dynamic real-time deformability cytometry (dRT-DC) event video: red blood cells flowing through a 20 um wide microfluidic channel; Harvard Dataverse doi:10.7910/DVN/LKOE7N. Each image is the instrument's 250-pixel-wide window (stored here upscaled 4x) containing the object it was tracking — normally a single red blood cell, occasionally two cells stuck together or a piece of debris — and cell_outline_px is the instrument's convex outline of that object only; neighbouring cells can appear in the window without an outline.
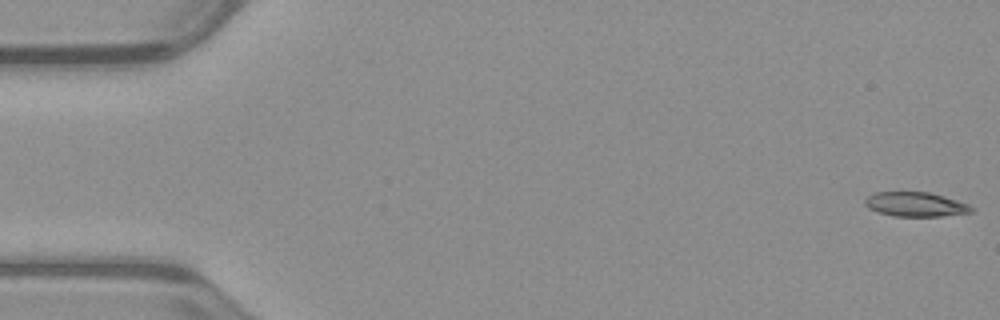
{"species": "common noctule bat (a hibernating species)", "species_latin": "Nyctalus noctula", "temperature_condition": "warm", "stored_images_in_passage": 52, "camera_frame_rate_fps": 3000, "um_per_image_px": 0.085, "animal": {"sex": "male", "body_mass_g": 23.1, "forearm_length_mm": 52.7}, "frame": {"image": 1, "passage_image": 1, "time_ms": 0.0, "image_size_px": [1000, 320], "cell_outline_px": [[976, 208], [972, 212], [940, 216], [892, 216], [876, 212], [868, 208], [864, 204], [864, 200], [868, 196], [876, 192], [928, 192], [944, 196], [968, 204]], "centroid_in_image_um": [77.8, 17.37], "position_along_channel_um": 7.2, "area_um2": 15.2}}
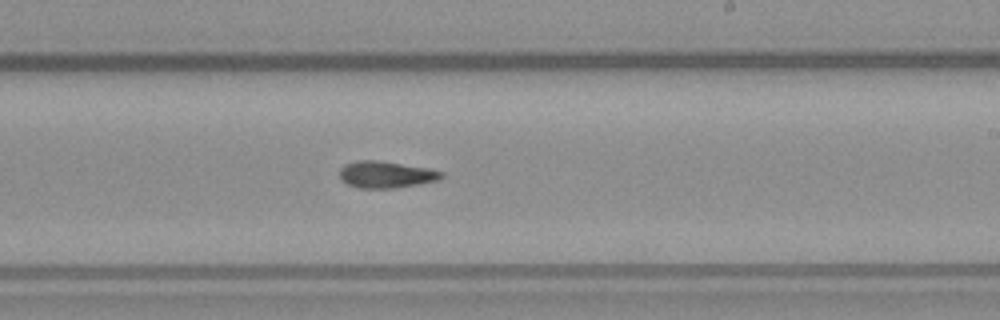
{"frame": {"image": 2, "passage_image": 31, "time_ms": 10.0, "image_size_px": [1000, 320], "cell_outline_px": [[444, 176], [440, 180], [396, 188], [360, 188], [348, 184], [340, 180], [340, 168], [344, 164], [356, 160], [376, 160], [428, 168], [444, 172]], "centroid_in_image_um": [32.81, 14.84], "position_along_channel_um": 256.2, "area_um2": 15.95}}
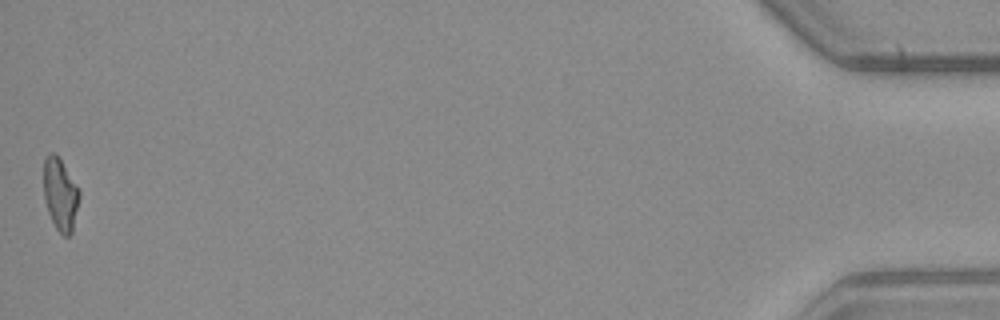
{"frame": {"image": 3, "passage_image": 52, "time_ms": 17.0, "image_size_px": [1000, 320], "cell_outline_px": [[80, 196], [72, 232], [68, 236], [64, 236], [56, 228], [48, 212], [44, 196], [44, 160], [48, 152], [56, 152], [80, 192]], "centroid_in_image_um": [5.12, 16.5], "position_along_channel_um": 430.1, "area_um2": 14.85}, "authors_computed_cell_mechanics": {"area_um2": 15.4904, "velocity_mm_per_s": 3.9807, "shape_relaxation_time_tau1_ms": 6.3428, "shape_relaxation_time_tau2_ms": 2.7829, "deformation_change_tau1": 0.224, "deformation_change_tau2": 0.115}}